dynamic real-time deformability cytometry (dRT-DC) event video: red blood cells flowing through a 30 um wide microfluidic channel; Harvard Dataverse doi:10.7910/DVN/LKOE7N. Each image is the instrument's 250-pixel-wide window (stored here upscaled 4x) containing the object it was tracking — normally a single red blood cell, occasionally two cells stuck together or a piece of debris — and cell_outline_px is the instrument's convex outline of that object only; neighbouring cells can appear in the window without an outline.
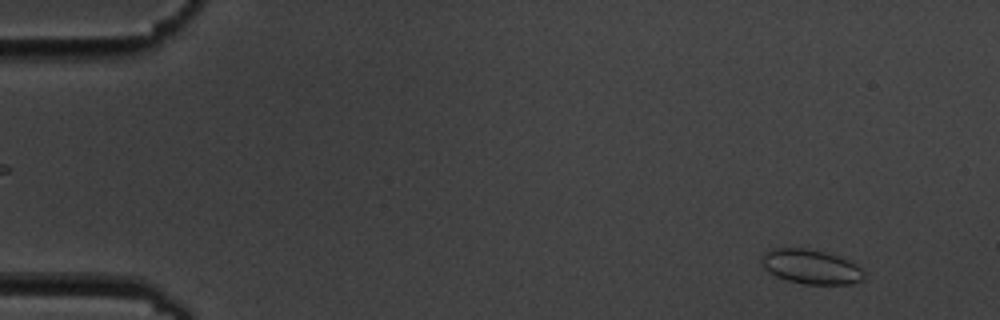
{"species": "common noctule bat (a hibernating species)", "species_latin": "Nyctalus noctula", "temperature_condition": "cold", "stored_images_in_passage": 6, "camera_frame_rate_fps": 3000, "um_per_image_px": 0.085, "animal": {"sex": "male", "body_mass_g": 19.5, "forearm_length_mm": 54.6}, "frame": {"image": 1, "passage_image": 1, "time_ms": 0.0, "image_size_px": [1000, 320], "cell_outline_px": [[864, 280], [852, 284], [804, 284], [788, 280], [776, 276], [768, 272], [764, 268], [760, 256], [764, 252], [772, 248], [804, 248], [824, 252], [848, 260], [856, 264], [864, 272]], "centroid_in_image_um": [68.91, 22.67], "position_along_channel_um": 16.1, "area_um2": 20.58}}
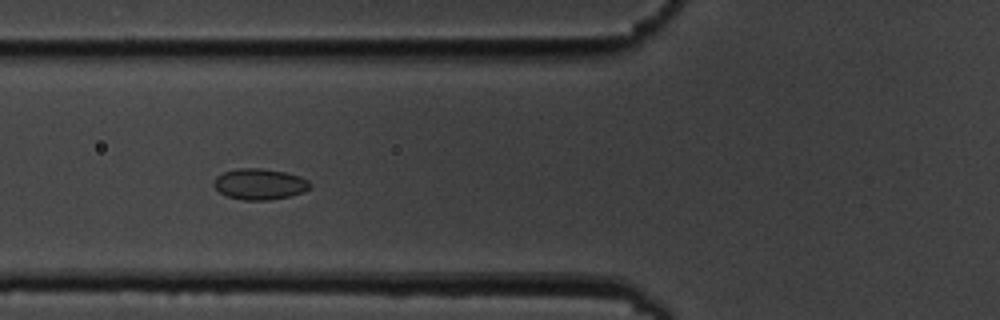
{"frame": {"image": 2, "passage_image": 5, "time_ms": 5.667, "image_size_px": [1000, 320], "cell_outline_px": [[312, 188], [304, 192], [288, 196], [268, 200], [244, 200], [228, 196], [220, 192], [212, 184], [216, 176], [224, 172], [240, 168], [260, 168], [284, 172], [300, 176], [308, 180], [312, 184]], "centroid_in_image_um": [22.1, 15.65], "position_along_channel_um": 103.7, "area_um2": 17.34}}
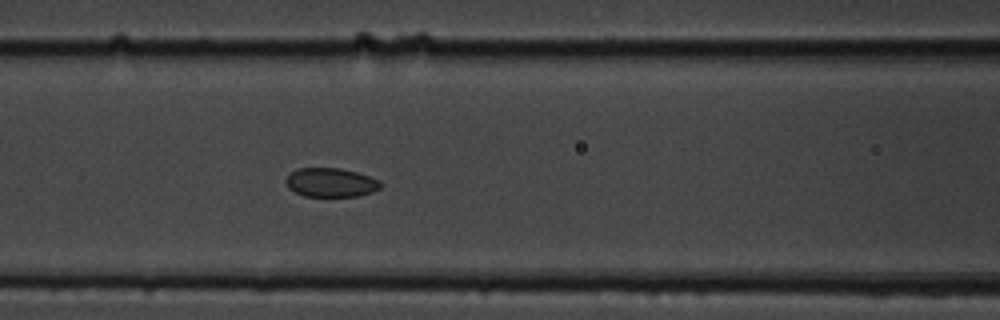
{"frame": {"image": 3, "passage_image": 6, "time_ms": 6.667, "image_size_px": [1000, 320], "cell_outline_px": [[380, 188], [372, 192], [356, 196], [304, 196], [288, 188], [284, 180], [292, 172], [300, 168], [340, 168], [356, 172], [380, 180]], "centroid_in_image_um": [28.1, 15.51], "position_along_channel_um": 138.5, "area_um2": 15.84}}